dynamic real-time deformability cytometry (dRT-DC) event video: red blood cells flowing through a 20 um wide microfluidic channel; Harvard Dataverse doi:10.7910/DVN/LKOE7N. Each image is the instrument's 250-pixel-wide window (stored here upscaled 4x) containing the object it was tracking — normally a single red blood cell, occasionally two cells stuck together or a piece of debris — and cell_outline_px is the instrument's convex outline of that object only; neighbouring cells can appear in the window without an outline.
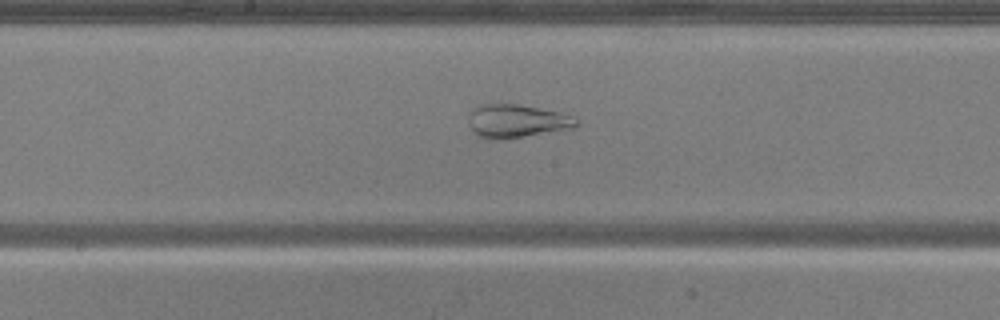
{"species": "common noctule bat (a hibernating species)", "species_latin": "Nyctalus noctula", "temperature_condition": "warm", "stored_images_in_passage": 46, "camera_frame_rate_fps": 3000, "um_per_image_px": 0.085, "animal": {"sex": "male", "body_mass_g": 20.5, "forearm_length_mm": 52.5}, "frame": {"image": 1, "passage_image": 21, "time_ms": 6.667, "image_size_px": [1000, 320], "cell_outline_px": [[580, 124], [572, 128], [504, 140], [484, 140], [476, 136], [472, 132], [468, 124], [468, 116], [472, 108], [480, 104], [520, 104], [560, 112], [576, 120]], "centroid_in_image_um": [43.81, 10.31], "position_along_channel_um": 204.4, "area_um2": 21.33}}
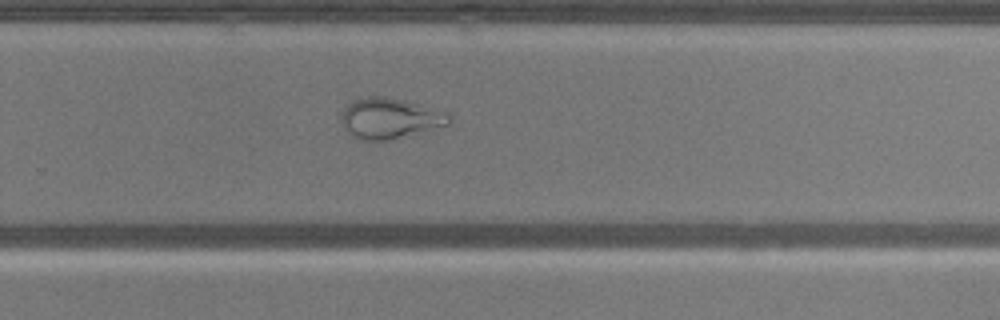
{"frame": {"image": 2, "passage_image": 28, "time_ms": 9.0, "image_size_px": [1000, 320], "cell_outline_px": [[452, 120], [448, 124], [384, 140], [360, 140], [352, 136], [344, 128], [340, 120], [340, 116], [344, 108], [352, 100], [364, 96], [388, 96], [444, 112], [452, 116]], "centroid_in_image_um": [33.03, 10.03], "position_along_channel_um": 296.8, "area_um2": 24.97}}
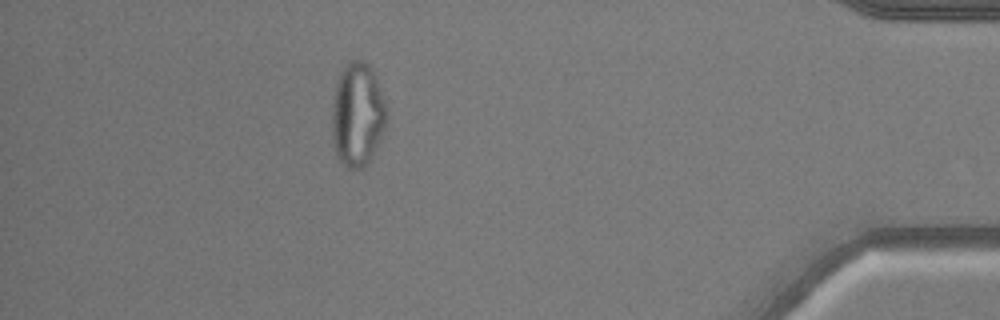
{"frame": {"image": 3, "passage_image": 40, "time_ms": 13.0, "image_size_px": [1000, 320], "cell_outline_px": [[388, 120], [380, 140], [372, 156], [364, 168], [348, 168], [340, 164], [336, 156], [332, 140], [332, 104], [336, 84], [340, 72], [348, 60], [364, 60], [368, 64], [376, 80], [388, 108]], "centroid_in_image_um": [30.38, 9.77], "position_along_channel_um": 404.8, "area_um2": 33.52}}